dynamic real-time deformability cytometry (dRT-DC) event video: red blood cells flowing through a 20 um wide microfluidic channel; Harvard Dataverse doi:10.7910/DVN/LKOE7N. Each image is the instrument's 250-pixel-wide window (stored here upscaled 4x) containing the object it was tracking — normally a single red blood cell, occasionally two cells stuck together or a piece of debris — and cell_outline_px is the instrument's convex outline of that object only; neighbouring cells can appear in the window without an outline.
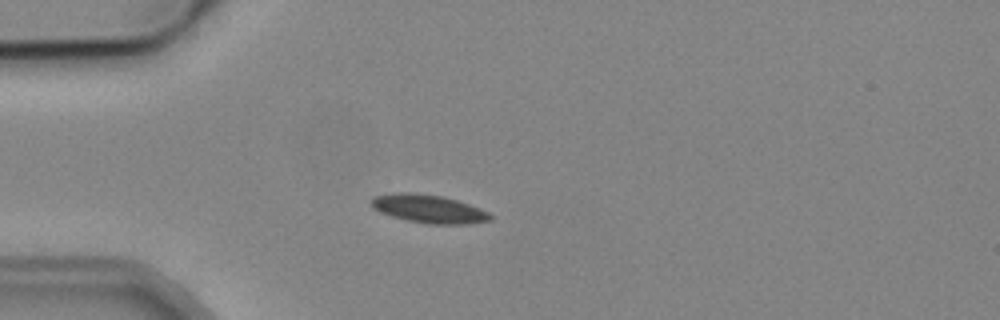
{"species": "common noctule bat (a hibernating species)", "species_latin": "Nyctalus noctula", "temperature_condition": "cold", "stored_images_in_passage": 5, "camera_frame_rate_fps": 3000, "um_per_image_px": 0.085, "animal": {"sex": "male", "body_mass_g": 19.2, "forearm_length_mm": 51.8}, "frame": {"image": 1, "passage_image": 5, "time_ms": 4.667, "image_size_px": [1000, 320], "cell_outline_px": [[492, 220], [468, 224], [428, 224], [408, 220], [392, 216], [372, 208], [368, 200], [372, 196], [396, 192], [416, 192], [444, 196], [480, 208], [488, 212], [492, 216]], "centroid_in_image_um": [36.4, 17.73], "position_along_channel_um": 48.6, "area_um2": 19.83}}